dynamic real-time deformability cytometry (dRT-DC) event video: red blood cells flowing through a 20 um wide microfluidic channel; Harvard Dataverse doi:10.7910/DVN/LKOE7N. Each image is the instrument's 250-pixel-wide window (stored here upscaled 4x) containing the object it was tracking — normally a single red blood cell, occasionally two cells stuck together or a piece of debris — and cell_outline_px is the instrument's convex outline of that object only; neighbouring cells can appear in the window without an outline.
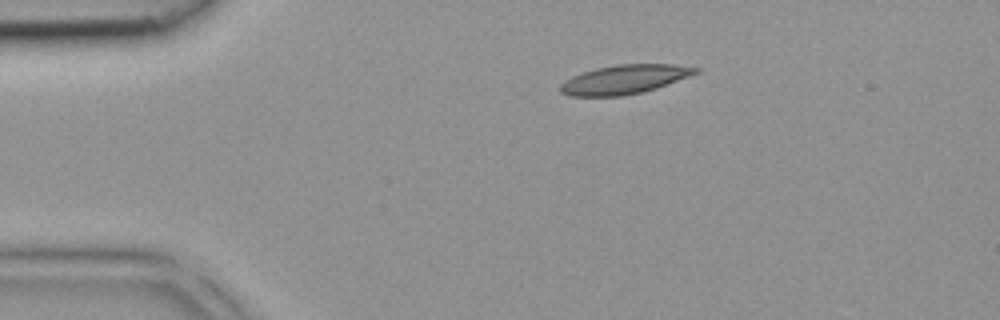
{"species": "common noctule bat (a hibernating species)", "species_latin": "Nyctalus noctula", "temperature_condition": "room temperature", "stored_images_in_passage": 35, "camera_frame_rate_fps": 3000, "um_per_image_px": 0.085, "animal": {"sex": "female", "body_mass_g": 18.4}, "frame": {"image": 1, "passage_image": 1, "time_ms": 0.0, "image_size_px": [1000, 320], "cell_outline_px": [[700, 72], [656, 88], [644, 92], [624, 96], [568, 96], [560, 92], [560, 84], [572, 76], [596, 68], [616, 64], [672, 64], [700, 68]], "centroid_in_image_um": [53.07, 6.75], "position_along_channel_um": 31.9, "area_um2": 22.89}}
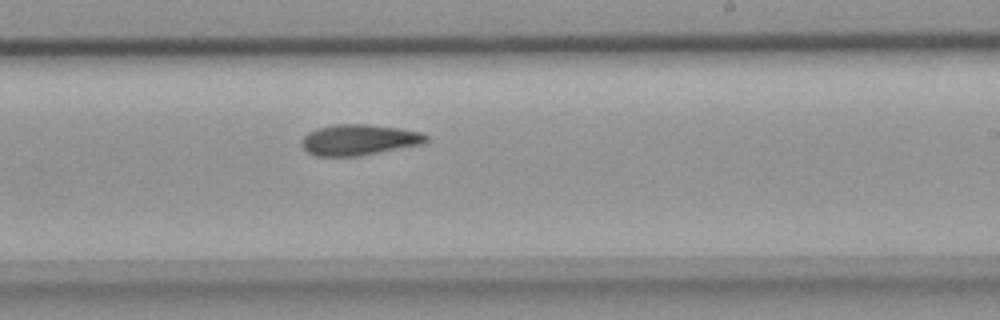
{"frame": {"image": 2, "passage_image": 18, "time_ms": 5.667, "image_size_px": [1000, 320], "cell_outline_px": [[428, 140], [424, 144], [360, 156], [316, 156], [308, 152], [300, 144], [304, 136], [308, 132], [316, 128], [332, 124], [368, 124], [400, 128], [424, 132], [428, 136]], "centroid_in_image_um": [30.54, 11.88], "position_along_channel_um": 258.5, "area_um2": 22.72}}
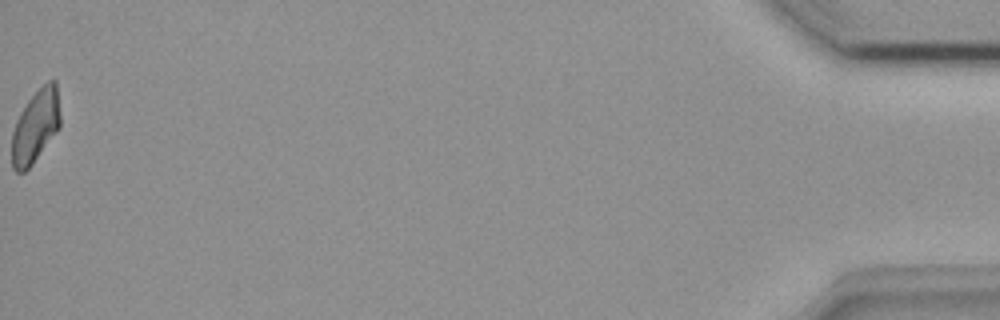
{"frame": {"image": 3, "passage_image": 35, "time_ms": 11.333, "image_size_px": [1000, 320], "cell_outline_px": [[60, 128], [32, 164], [24, 172], [16, 172], [12, 168], [12, 132], [16, 120], [20, 112], [28, 100], [48, 80], [56, 80], [60, 116]], "centroid_in_image_um": [3.02, 10.74], "position_along_channel_um": 432.2, "area_um2": 20.52}}